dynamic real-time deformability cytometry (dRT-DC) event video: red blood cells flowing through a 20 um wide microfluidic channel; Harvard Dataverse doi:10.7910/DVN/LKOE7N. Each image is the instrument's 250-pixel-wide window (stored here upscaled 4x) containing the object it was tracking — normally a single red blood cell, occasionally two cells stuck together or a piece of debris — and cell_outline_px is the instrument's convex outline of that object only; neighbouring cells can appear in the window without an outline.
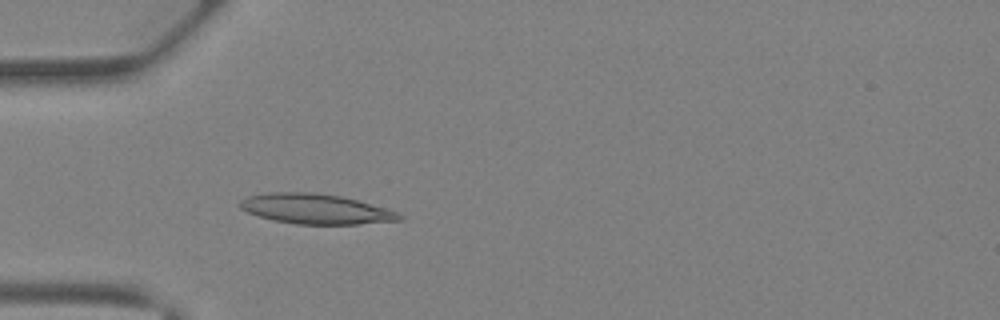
{"species": "Egyptian fruit bat (a non-hibernating species)", "species_latin": "Rousettus aegyptiacus", "temperature_condition": "warm", "stored_images_in_passage": 39, "camera_frame_rate_fps": 3000, "um_per_image_px": 0.085, "animal": {"sex": "female"}, "frame": {"image": 1, "passage_image": 12, "time_ms": 3.667, "image_size_px": [1000, 320], "cell_outline_px": [[404, 220], [356, 224], [296, 224], [272, 220], [248, 212], [240, 208], [240, 200], [248, 196], [268, 192], [316, 192], [340, 196], [356, 200], [400, 212], [404, 216]], "centroid_in_image_um": [26.86, 17.76], "position_along_channel_um": 58.1, "area_um2": 27.92}}
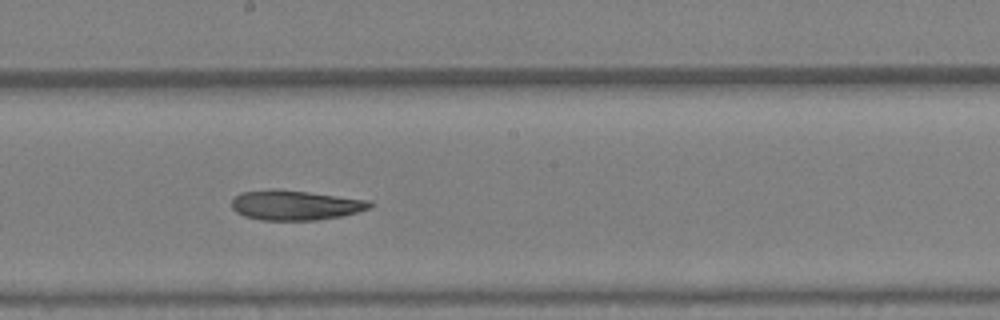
{"frame": {"image": 2, "passage_image": 22, "time_ms": 7.0, "image_size_px": [1000, 320], "cell_outline_px": [[372, 208], [340, 216], [316, 220], [260, 220], [244, 216], [236, 212], [232, 208], [232, 200], [236, 196], [244, 192], [272, 188], [308, 192], [372, 200]], "centroid_in_image_um": [25.11, 17.43], "position_along_channel_um": 223.1, "area_um2": 24.04}}
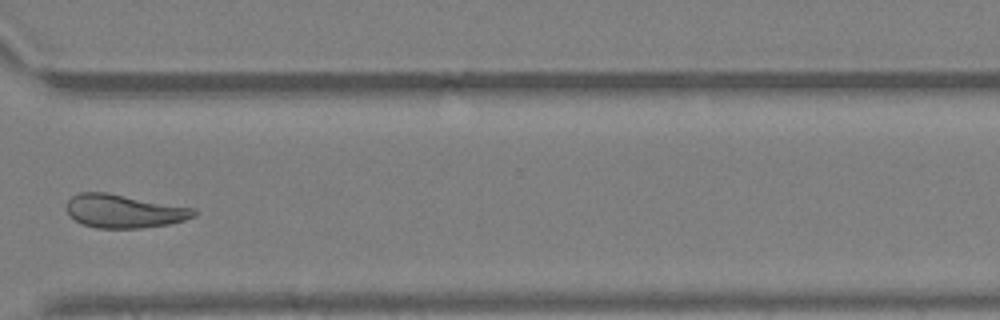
{"frame": {"image": 3, "passage_image": 30, "time_ms": 9.667, "image_size_px": [1000, 320], "cell_outline_px": [[196, 216], [184, 220], [168, 224], [140, 228], [96, 228], [84, 224], [76, 220], [68, 212], [68, 200], [72, 196], [80, 192], [108, 192], [196, 208]], "centroid_in_image_um": [10.59, 17.93], "position_along_channel_um": 360.0, "area_um2": 24.74}}